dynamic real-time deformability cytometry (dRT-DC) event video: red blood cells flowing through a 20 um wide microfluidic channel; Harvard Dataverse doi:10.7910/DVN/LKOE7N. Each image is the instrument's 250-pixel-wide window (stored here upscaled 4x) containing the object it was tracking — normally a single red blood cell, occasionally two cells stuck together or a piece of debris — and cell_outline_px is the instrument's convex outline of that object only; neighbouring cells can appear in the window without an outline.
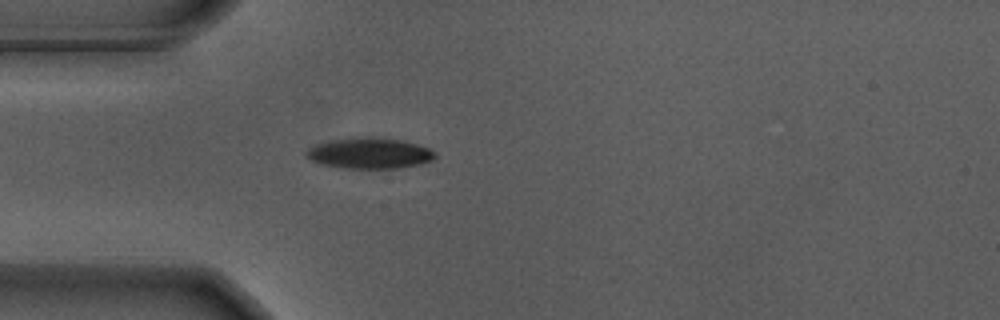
{"species": "Egyptian fruit bat (a non-hibernating species)", "species_latin": "Rousettus aegyptiacus", "temperature_condition": "warm", "stored_images_in_passage": 31, "camera_frame_rate_fps": 3000, "um_per_image_px": 0.085, "animal": {"sex": "male"}, "frame": {"image": 1, "passage_image": 7, "time_ms": 2.0, "image_size_px": [1000, 320], "cell_outline_px": [[436, 156], [432, 160], [420, 164], [396, 168], [348, 168], [320, 164], [304, 156], [304, 152], [308, 148], [316, 144], [332, 140], [356, 136], [368, 136], [404, 140], [428, 148], [436, 152]], "centroid_in_image_um": [31.39, 13.01], "position_along_channel_um": 53.6, "area_um2": 23.29}}
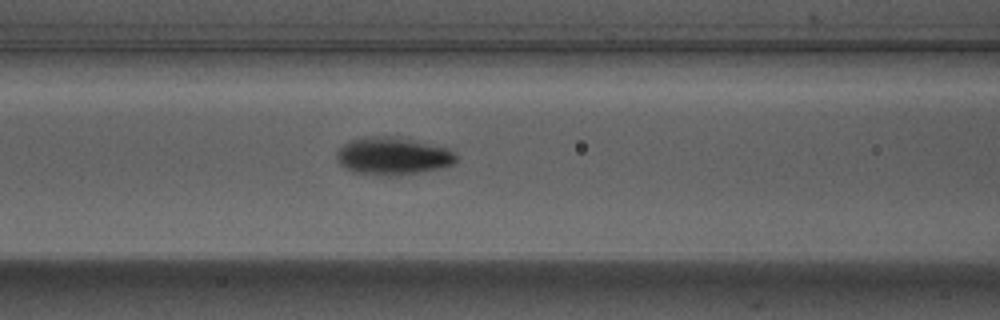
{"frame": {"image": 2, "passage_image": 14, "time_ms": 4.333, "image_size_px": [1000, 320], "cell_outline_px": [[456, 160], [452, 164], [436, 168], [396, 176], [384, 176], [352, 172], [340, 164], [336, 156], [336, 152], [348, 140], [364, 136], [404, 136], [448, 148], [456, 156]], "centroid_in_image_um": [33.34, 13.23], "position_along_channel_um": 133.3, "area_um2": 26.41}}
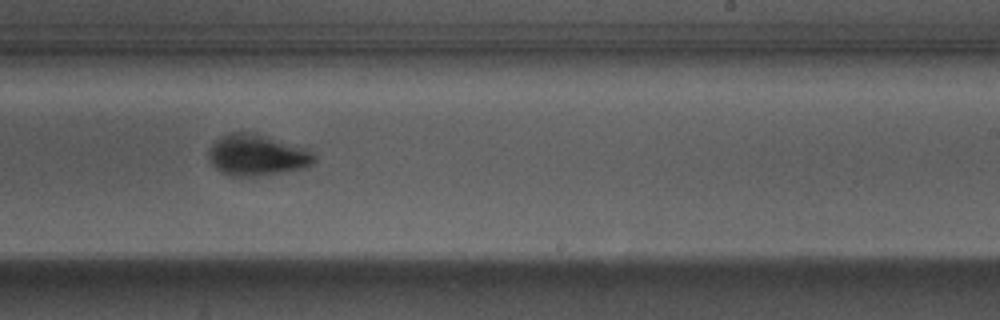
{"frame": {"image": 3, "passage_image": 25, "time_ms": 8.0, "image_size_px": [1000, 320], "cell_outline_px": [[316, 160], [308, 168], [260, 176], [228, 176], [220, 172], [208, 160], [208, 152], [212, 144], [220, 136], [228, 132], [252, 132], [308, 152], [316, 156]], "centroid_in_image_um": [21.75, 13.22], "position_along_channel_um": 267.3, "area_um2": 24.91}}